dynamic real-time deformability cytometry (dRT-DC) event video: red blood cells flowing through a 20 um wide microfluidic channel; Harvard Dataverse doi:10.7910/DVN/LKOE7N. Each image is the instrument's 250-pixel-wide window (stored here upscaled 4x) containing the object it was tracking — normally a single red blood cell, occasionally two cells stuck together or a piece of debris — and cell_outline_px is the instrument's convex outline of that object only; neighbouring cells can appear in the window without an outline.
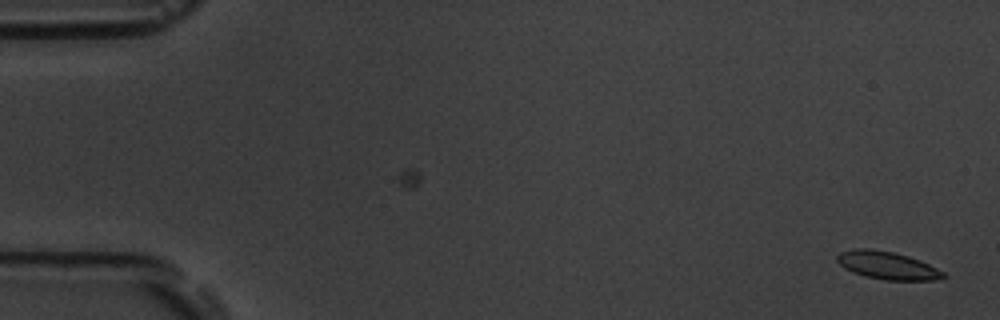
{"species": "common noctule bat (a hibernating species)", "species_latin": "Nyctalus noctula", "temperature_condition": "room temperature", "stored_images_in_passage": 54, "camera_frame_rate_fps": 3000, "um_per_image_px": 0.085, "animal": {"sex": "male", "body_mass_g": 19.5, "forearm_length_mm": 54.6}, "frame": {"image": 1, "passage_image": 1, "time_ms": 0.0, "image_size_px": [1000, 320], "cell_outline_px": [[948, 276], [932, 280], [884, 280], [864, 276], [852, 272], [844, 268], [836, 260], [836, 256], [840, 252], [852, 248], [868, 248], [892, 252], [908, 256], [920, 260], [944, 272]], "centroid_in_image_um": [75.38, 22.56], "position_along_channel_um": 9.6, "area_um2": 17.22}}
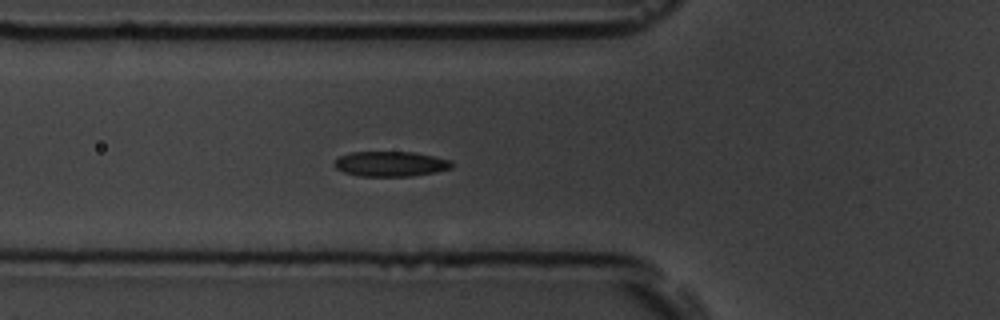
{"frame": {"image": 2, "passage_image": 19, "time_ms": 6.0, "image_size_px": [1000, 320], "cell_outline_px": [[452, 168], [436, 172], [412, 176], [360, 176], [344, 172], [336, 168], [332, 164], [340, 156], [352, 152], [412, 152], [452, 160]], "centroid_in_image_um": [33.2, 13.93], "position_along_channel_um": 92.6, "area_um2": 17.11}}
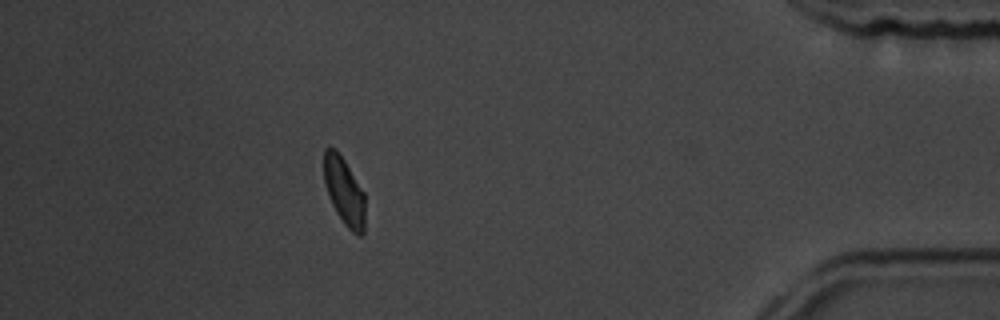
{"frame": {"image": 3, "passage_image": 48, "time_ms": 15.667, "image_size_px": [1000, 320], "cell_outline_px": [[364, 232], [360, 236], [352, 232], [344, 224], [336, 212], [332, 204], [324, 184], [324, 148], [336, 148], [344, 160], [364, 192]], "centroid_in_image_um": [29.25, 16.26], "position_along_channel_um": 406.0, "area_um2": 16.13}, "authors_computed_cell_mechanics": {"area_um2": 17.3111, "velocity_mm_per_s": 3.7545, "shape_relaxation_time_tau1_ms": 3.5232, "shape_relaxation_time_tau2_ms": 1.9499, "deformation_change_tau1": 0.1024, "deformation_change_tau2": 0.0593}}